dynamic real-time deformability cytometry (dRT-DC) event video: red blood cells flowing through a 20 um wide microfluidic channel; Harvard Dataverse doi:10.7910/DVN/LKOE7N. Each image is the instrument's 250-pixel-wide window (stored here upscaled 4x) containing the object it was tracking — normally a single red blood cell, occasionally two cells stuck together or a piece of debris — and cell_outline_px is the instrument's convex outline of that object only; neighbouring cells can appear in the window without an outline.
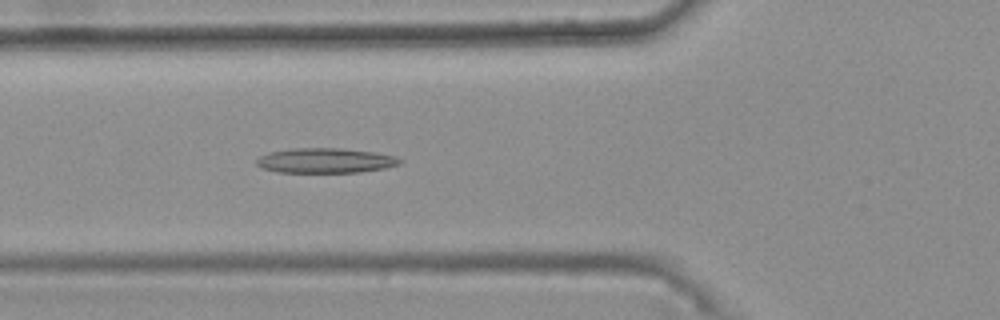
{"species": "common noctule bat (a hibernating species)", "species_latin": "Nyctalus noctula", "temperature_condition": "warm", "stored_images_in_passage": 46, "camera_frame_rate_fps": 3000, "um_per_image_px": 0.085, "animal": {"sex": "female", "body_mass_g": 25.1}, "frame": {"image": 1, "passage_image": 19, "time_ms": 6.0, "image_size_px": [1000, 320], "cell_outline_px": [[404, 160], [400, 164], [384, 168], [360, 172], [276, 172], [260, 168], [256, 164], [256, 160], [260, 156], [268, 152], [292, 148], [340, 148], [372, 152], [396, 156]], "centroid_in_image_um": [27.63, 13.65], "position_along_channel_um": 98.2, "area_um2": 20.87}}
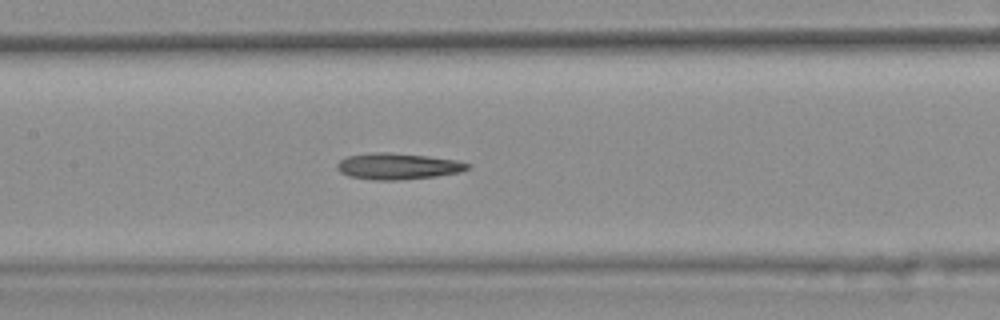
{"frame": {"image": 2, "passage_image": 25, "time_ms": 8.0, "image_size_px": [1000, 320], "cell_outline_px": [[472, 168], [460, 172], [436, 176], [400, 180], [372, 180], [348, 176], [340, 172], [336, 168], [336, 164], [340, 160], [348, 156], [372, 152], [380, 152], [424, 156], [456, 160], [472, 164]], "centroid_in_image_um": [33.81, 14.14], "position_along_channel_um": 173.6, "area_um2": 19.94}}
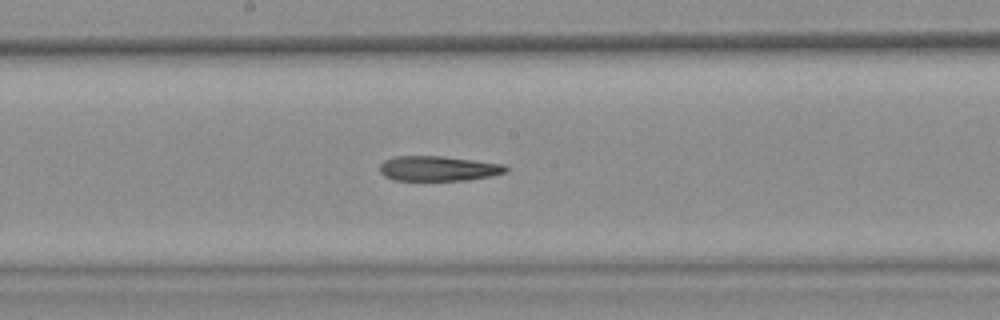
{"frame": {"image": 3, "passage_image": 28, "time_ms": 9.0, "image_size_px": [1000, 320], "cell_outline_px": [[508, 168], [504, 172], [492, 176], [468, 180], [392, 180], [384, 176], [380, 172], [380, 164], [384, 160], [392, 156], [444, 156], [504, 164]], "centroid_in_image_um": [37.22, 14.32], "position_along_channel_um": 211.0, "area_um2": 18.44}}